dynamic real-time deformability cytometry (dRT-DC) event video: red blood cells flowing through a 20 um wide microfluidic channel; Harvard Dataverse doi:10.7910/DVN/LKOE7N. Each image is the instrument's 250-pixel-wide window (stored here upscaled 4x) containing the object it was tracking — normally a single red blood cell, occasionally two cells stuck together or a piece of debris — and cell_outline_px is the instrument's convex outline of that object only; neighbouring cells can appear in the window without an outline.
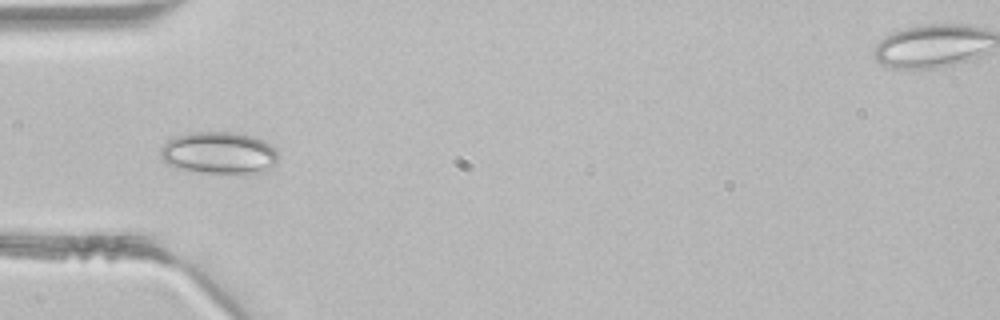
{"species": "common noctule bat (a hibernating species)", "species_latin": "Nyctalus noctula", "temperature_condition": "room temperature", "stored_images_in_passage": 23, "camera_frame_rate_fps": 3000, "um_per_image_px": 0.085, "animal": {"sex": "male", "body_mass_g": 21.5, "forearm_length_mm": 52.0}, "frame": {"image": 1, "passage_image": 3, "time_ms": 0.667, "image_size_px": [1000, 320], "cell_outline_px": [[276, 160], [268, 172], [244, 176], [204, 172], [176, 168], [164, 164], [160, 156], [160, 148], [168, 140], [176, 136], [188, 132], [236, 132], [252, 136], [264, 140], [276, 152]], "centroid_in_image_um": [18.61, 13.03], "position_along_channel_um": 66.4, "area_um2": 29.65}}
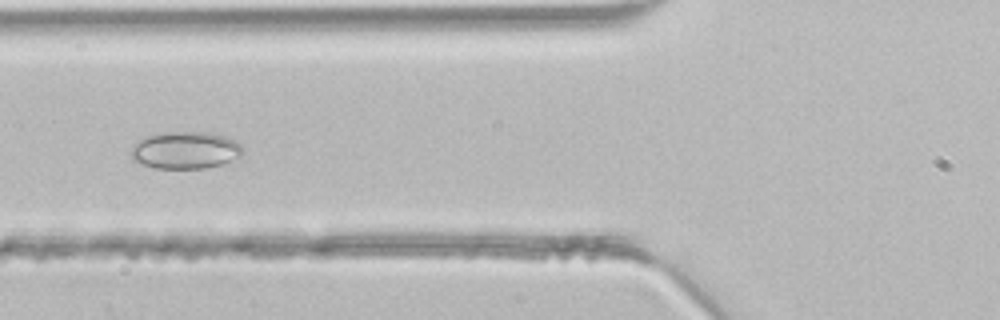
{"frame": {"image": 2, "passage_image": 6, "time_ms": 1.667, "image_size_px": [1000, 320], "cell_outline_px": [[240, 156], [220, 164], [204, 168], [152, 168], [140, 164], [132, 160], [128, 152], [136, 140], [148, 136], [164, 132], [208, 132], [224, 136], [240, 144]], "centroid_in_image_um": [15.63, 12.77], "position_along_channel_um": 110.2, "area_um2": 24.16}}
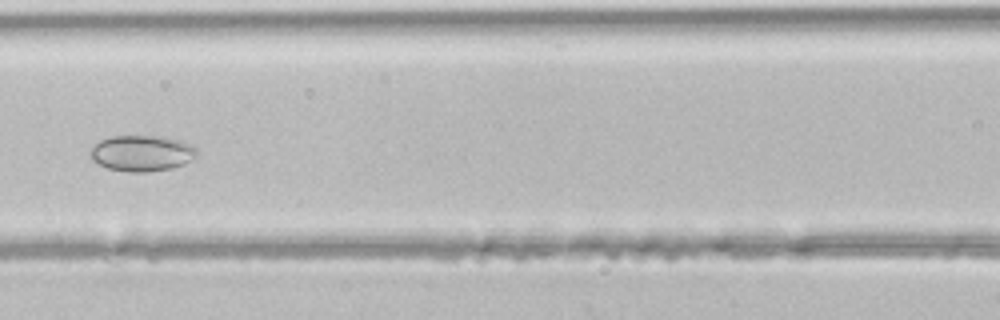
{"frame": {"image": 3, "passage_image": 9, "time_ms": 2.667, "image_size_px": [1000, 320], "cell_outline_px": [[196, 156], [184, 164], [172, 168], [148, 172], [128, 172], [108, 168], [92, 160], [92, 148], [100, 140], [112, 136], [160, 136], [176, 140], [188, 144], [196, 148]], "centroid_in_image_um": [12.05, 13.03], "position_along_channel_um": 154.5, "area_um2": 21.96}}